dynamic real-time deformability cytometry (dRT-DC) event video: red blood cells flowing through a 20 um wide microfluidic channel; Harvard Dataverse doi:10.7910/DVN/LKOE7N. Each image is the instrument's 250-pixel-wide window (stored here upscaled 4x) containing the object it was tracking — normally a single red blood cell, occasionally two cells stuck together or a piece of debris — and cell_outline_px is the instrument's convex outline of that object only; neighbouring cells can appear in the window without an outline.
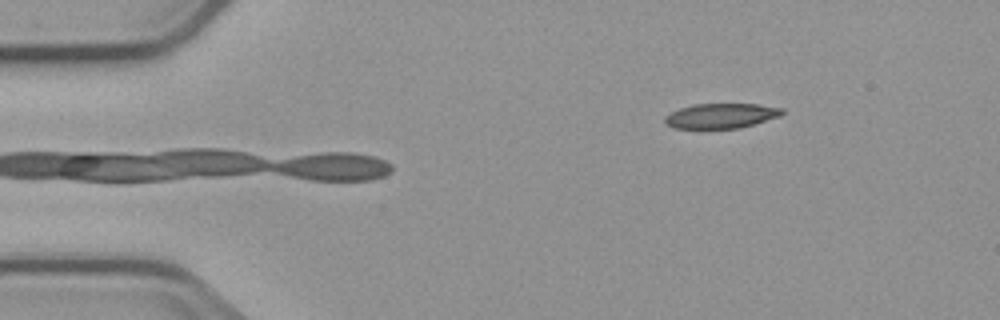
{"species": "common noctule bat (a hibernating species)", "species_latin": "Nyctalus noctula", "temperature_condition": "cold", "stored_images_in_passage": 5, "camera_frame_rate_fps": 3000, "um_per_image_px": 0.085, "animal": {"sex": "male", "body_mass_g": 23.1, "forearm_length_mm": 52.7}, "frame": {"image": 1, "passage_image": 5, "time_ms": 5.0, "image_size_px": [1000, 320], "cell_outline_px": [[784, 112], [780, 116], [740, 128], [672, 128], [664, 124], [664, 116], [680, 108], [692, 104], [760, 104], [784, 108]], "centroid_in_image_um": [61.28, 9.84], "position_along_channel_um": 23.7, "area_um2": 17.11}}